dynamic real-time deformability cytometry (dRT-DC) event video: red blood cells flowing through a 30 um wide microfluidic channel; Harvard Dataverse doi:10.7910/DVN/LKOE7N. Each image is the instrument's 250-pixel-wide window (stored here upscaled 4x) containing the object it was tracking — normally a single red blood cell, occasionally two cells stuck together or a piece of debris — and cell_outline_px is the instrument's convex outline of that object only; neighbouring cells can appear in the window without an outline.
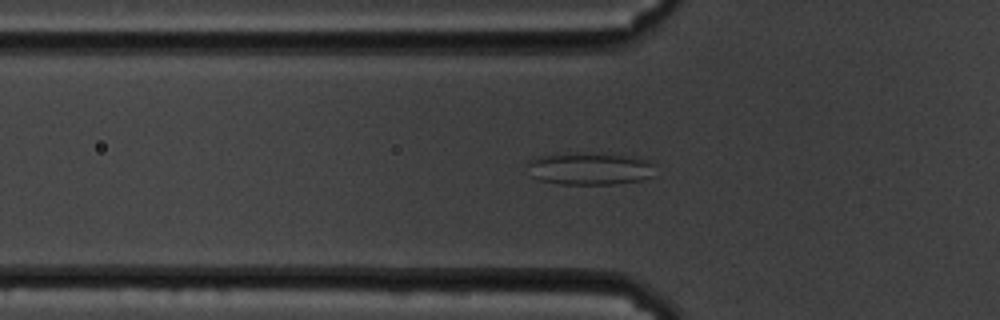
{"species": "common noctule bat (a hibernating species)", "species_latin": "Nyctalus noctula", "temperature_condition": "cold", "stored_images_in_passage": 59, "camera_frame_rate_fps": 3000, "um_per_image_px": 0.085, "animal": {"sex": "male", "body_mass_g": 19.5, "forearm_length_mm": 54.6}, "frame": {"image": 1, "passage_image": 19, "time_ms": 6.0, "image_size_px": [1000, 320], "cell_outline_px": [[656, 176], [640, 180], [616, 184], [560, 184], [540, 180], [532, 176], [524, 164], [528, 160], [536, 156], [576, 152], [624, 156], [648, 160], [656, 164]], "centroid_in_image_um": [50.12, 14.34], "position_along_channel_um": 75.7, "area_um2": 24.51}}
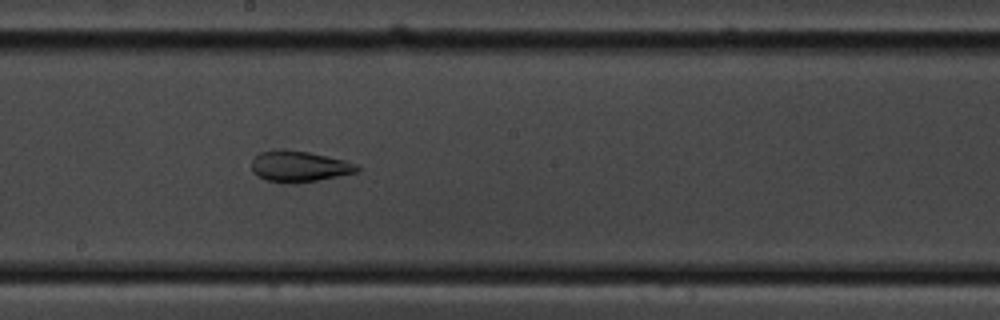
{"frame": {"image": 2, "passage_image": 32, "time_ms": 10.333, "image_size_px": [1000, 320], "cell_outline_px": [[360, 172], [316, 180], [268, 180], [252, 172], [252, 160], [260, 152], [280, 148], [284, 148], [308, 152], [344, 160], [356, 164], [360, 168]], "centroid_in_image_um": [25.46, 14.08], "position_along_channel_um": 222.7, "area_um2": 18.32}}
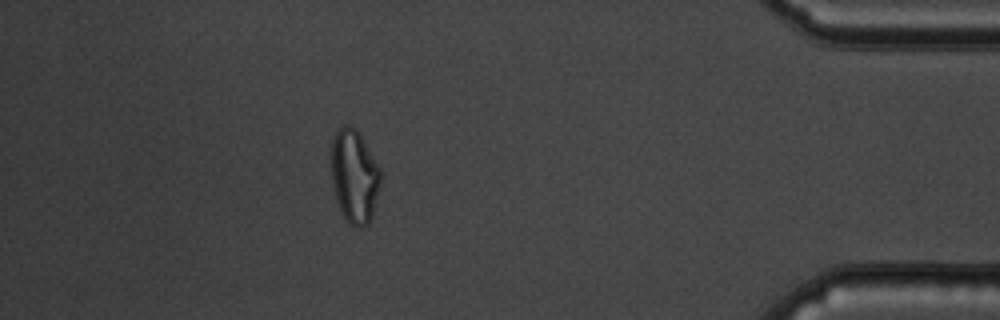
{"frame": {"image": 3, "passage_image": 52, "time_ms": 17.0, "image_size_px": [1000, 320], "cell_outline_px": [[380, 188], [372, 216], [368, 224], [364, 228], [356, 228], [348, 224], [336, 200], [332, 184], [332, 140], [336, 132], [344, 124], [348, 124], [356, 128], [360, 132], [380, 168]], "centroid_in_image_um": [30.14, 14.99], "position_along_channel_um": 405.1, "area_um2": 27.11}, "authors_computed_cell_mechanics": {"area_um2": 26.1256, "velocity_mm_per_s": 3.3823, "shape_relaxation_time_tau1_ms": null, "shape_relaxation_time_tau2_ms": 2.1509, "deformation_change_tau1": null, "deformation_change_tau2": 0.0835}}